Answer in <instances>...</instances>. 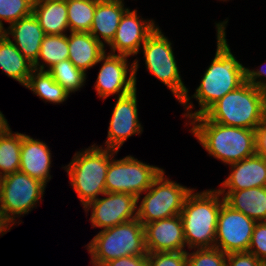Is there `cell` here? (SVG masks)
<instances>
[{"label": "cell", "mask_w": 266, "mask_h": 266, "mask_svg": "<svg viewBox=\"0 0 266 266\" xmlns=\"http://www.w3.org/2000/svg\"><path fill=\"white\" fill-rule=\"evenodd\" d=\"M12 225L14 226V222L0 209V234L3 236L11 231Z\"/></svg>", "instance_id": "obj_38"}, {"label": "cell", "mask_w": 266, "mask_h": 266, "mask_svg": "<svg viewBox=\"0 0 266 266\" xmlns=\"http://www.w3.org/2000/svg\"><path fill=\"white\" fill-rule=\"evenodd\" d=\"M5 29L4 26L0 24V39H2L5 36Z\"/></svg>", "instance_id": "obj_40"}, {"label": "cell", "mask_w": 266, "mask_h": 266, "mask_svg": "<svg viewBox=\"0 0 266 266\" xmlns=\"http://www.w3.org/2000/svg\"><path fill=\"white\" fill-rule=\"evenodd\" d=\"M68 48L67 34L45 35L37 60L32 64L33 69L48 71L55 64L68 59Z\"/></svg>", "instance_id": "obj_25"}, {"label": "cell", "mask_w": 266, "mask_h": 266, "mask_svg": "<svg viewBox=\"0 0 266 266\" xmlns=\"http://www.w3.org/2000/svg\"><path fill=\"white\" fill-rule=\"evenodd\" d=\"M32 13L46 35H63L69 30L67 0H34Z\"/></svg>", "instance_id": "obj_23"}, {"label": "cell", "mask_w": 266, "mask_h": 266, "mask_svg": "<svg viewBox=\"0 0 266 266\" xmlns=\"http://www.w3.org/2000/svg\"><path fill=\"white\" fill-rule=\"evenodd\" d=\"M161 31L158 26L141 47L146 68L181 102L189 91L182 81L172 43Z\"/></svg>", "instance_id": "obj_9"}, {"label": "cell", "mask_w": 266, "mask_h": 266, "mask_svg": "<svg viewBox=\"0 0 266 266\" xmlns=\"http://www.w3.org/2000/svg\"><path fill=\"white\" fill-rule=\"evenodd\" d=\"M25 87L33 91L41 100L49 103L61 104L69 97V94L54 81L48 71L33 69Z\"/></svg>", "instance_id": "obj_26"}, {"label": "cell", "mask_w": 266, "mask_h": 266, "mask_svg": "<svg viewBox=\"0 0 266 266\" xmlns=\"http://www.w3.org/2000/svg\"><path fill=\"white\" fill-rule=\"evenodd\" d=\"M100 62L102 65L94 85L98 97L104 100L115 94L117 97H122L137 89L136 75L139 68L137 59L133 60L129 68L127 56L105 52L98 64Z\"/></svg>", "instance_id": "obj_11"}, {"label": "cell", "mask_w": 266, "mask_h": 266, "mask_svg": "<svg viewBox=\"0 0 266 266\" xmlns=\"http://www.w3.org/2000/svg\"><path fill=\"white\" fill-rule=\"evenodd\" d=\"M248 252L266 263V221L256 222Z\"/></svg>", "instance_id": "obj_33"}, {"label": "cell", "mask_w": 266, "mask_h": 266, "mask_svg": "<svg viewBox=\"0 0 266 266\" xmlns=\"http://www.w3.org/2000/svg\"><path fill=\"white\" fill-rule=\"evenodd\" d=\"M157 27L153 19L140 18L136 9L128 8L121 17L114 39L108 45L111 49L109 53L127 57L137 55L141 45Z\"/></svg>", "instance_id": "obj_15"}, {"label": "cell", "mask_w": 266, "mask_h": 266, "mask_svg": "<svg viewBox=\"0 0 266 266\" xmlns=\"http://www.w3.org/2000/svg\"><path fill=\"white\" fill-rule=\"evenodd\" d=\"M148 266H187V251L147 253Z\"/></svg>", "instance_id": "obj_32"}, {"label": "cell", "mask_w": 266, "mask_h": 266, "mask_svg": "<svg viewBox=\"0 0 266 266\" xmlns=\"http://www.w3.org/2000/svg\"><path fill=\"white\" fill-rule=\"evenodd\" d=\"M224 202L256 222L266 221V186L219 191Z\"/></svg>", "instance_id": "obj_22"}, {"label": "cell", "mask_w": 266, "mask_h": 266, "mask_svg": "<svg viewBox=\"0 0 266 266\" xmlns=\"http://www.w3.org/2000/svg\"><path fill=\"white\" fill-rule=\"evenodd\" d=\"M91 255L92 266L125 256L147 255L145 247L144 226L136 218L102 229L86 245Z\"/></svg>", "instance_id": "obj_6"}, {"label": "cell", "mask_w": 266, "mask_h": 266, "mask_svg": "<svg viewBox=\"0 0 266 266\" xmlns=\"http://www.w3.org/2000/svg\"><path fill=\"white\" fill-rule=\"evenodd\" d=\"M185 198L180 216L188 249L214 248L218 214L224 197L216 189L194 192Z\"/></svg>", "instance_id": "obj_3"}, {"label": "cell", "mask_w": 266, "mask_h": 266, "mask_svg": "<svg viewBox=\"0 0 266 266\" xmlns=\"http://www.w3.org/2000/svg\"><path fill=\"white\" fill-rule=\"evenodd\" d=\"M164 169L137 206V219L144 225L180 214L186 196L192 190L165 177Z\"/></svg>", "instance_id": "obj_8"}, {"label": "cell", "mask_w": 266, "mask_h": 266, "mask_svg": "<svg viewBox=\"0 0 266 266\" xmlns=\"http://www.w3.org/2000/svg\"><path fill=\"white\" fill-rule=\"evenodd\" d=\"M48 72L54 81L60 84L69 95L80 90L85 85L87 78V73L78 69L69 59L55 64Z\"/></svg>", "instance_id": "obj_29"}, {"label": "cell", "mask_w": 266, "mask_h": 266, "mask_svg": "<svg viewBox=\"0 0 266 266\" xmlns=\"http://www.w3.org/2000/svg\"><path fill=\"white\" fill-rule=\"evenodd\" d=\"M147 253L186 251L183 222L180 214L144 224Z\"/></svg>", "instance_id": "obj_16"}, {"label": "cell", "mask_w": 266, "mask_h": 266, "mask_svg": "<svg viewBox=\"0 0 266 266\" xmlns=\"http://www.w3.org/2000/svg\"><path fill=\"white\" fill-rule=\"evenodd\" d=\"M187 251V266H226L227 254L218 248H194Z\"/></svg>", "instance_id": "obj_31"}, {"label": "cell", "mask_w": 266, "mask_h": 266, "mask_svg": "<svg viewBox=\"0 0 266 266\" xmlns=\"http://www.w3.org/2000/svg\"><path fill=\"white\" fill-rule=\"evenodd\" d=\"M10 126L5 118L4 114L0 111V135L7 133L10 130Z\"/></svg>", "instance_id": "obj_39"}, {"label": "cell", "mask_w": 266, "mask_h": 266, "mask_svg": "<svg viewBox=\"0 0 266 266\" xmlns=\"http://www.w3.org/2000/svg\"><path fill=\"white\" fill-rule=\"evenodd\" d=\"M46 185L21 171L0 178V209L15 223L42 200Z\"/></svg>", "instance_id": "obj_10"}, {"label": "cell", "mask_w": 266, "mask_h": 266, "mask_svg": "<svg viewBox=\"0 0 266 266\" xmlns=\"http://www.w3.org/2000/svg\"><path fill=\"white\" fill-rule=\"evenodd\" d=\"M226 266H265V263L246 251L227 254Z\"/></svg>", "instance_id": "obj_34"}, {"label": "cell", "mask_w": 266, "mask_h": 266, "mask_svg": "<svg viewBox=\"0 0 266 266\" xmlns=\"http://www.w3.org/2000/svg\"><path fill=\"white\" fill-rule=\"evenodd\" d=\"M109 167V148L93 144L73 155L72 161L63 167L70 178L83 208L106 192V175Z\"/></svg>", "instance_id": "obj_5"}, {"label": "cell", "mask_w": 266, "mask_h": 266, "mask_svg": "<svg viewBox=\"0 0 266 266\" xmlns=\"http://www.w3.org/2000/svg\"><path fill=\"white\" fill-rule=\"evenodd\" d=\"M34 0H0V24L5 21L10 25L33 12Z\"/></svg>", "instance_id": "obj_30"}, {"label": "cell", "mask_w": 266, "mask_h": 266, "mask_svg": "<svg viewBox=\"0 0 266 266\" xmlns=\"http://www.w3.org/2000/svg\"><path fill=\"white\" fill-rule=\"evenodd\" d=\"M124 0H97L93 23L89 31L105 47L112 42L121 17L128 9ZM102 39V40H101Z\"/></svg>", "instance_id": "obj_20"}, {"label": "cell", "mask_w": 266, "mask_h": 266, "mask_svg": "<svg viewBox=\"0 0 266 266\" xmlns=\"http://www.w3.org/2000/svg\"><path fill=\"white\" fill-rule=\"evenodd\" d=\"M203 115L225 126L256 130L266 118V91L245 82L215 102Z\"/></svg>", "instance_id": "obj_4"}, {"label": "cell", "mask_w": 266, "mask_h": 266, "mask_svg": "<svg viewBox=\"0 0 266 266\" xmlns=\"http://www.w3.org/2000/svg\"><path fill=\"white\" fill-rule=\"evenodd\" d=\"M256 153L266 158V118L256 128Z\"/></svg>", "instance_id": "obj_37"}, {"label": "cell", "mask_w": 266, "mask_h": 266, "mask_svg": "<svg viewBox=\"0 0 266 266\" xmlns=\"http://www.w3.org/2000/svg\"><path fill=\"white\" fill-rule=\"evenodd\" d=\"M229 166L231 167L230 174L221 183L218 191L266 186V158L257 153Z\"/></svg>", "instance_id": "obj_17"}, {"label": "cell", "mask_w": 266, "mask_h": 266, "mask_svg": "<svg viewBox=\"0 0 266 266\" xmlns=\"http://www.w3.org/2000/svg\"><path fill=\"white\" fill-rule=\"evenodd\" d=\"M137 89L118 97L109 122L106 148L119 151L132 135H140L143 127L138 119Z\"/></svg>", "instance_id": "obj_14"}, {"label": "cell", "mask_w": 266, "mask_h": 266, "mask_svg": "<svg viewBox=\"0 0 266 266\" xmlns=\"http://www.w3.org/2000/svg\"><path fill=\"white\" fill-rule=\"evenodd\" d=\"M255 224V220L223 202L218 214L215 248L225 254L248 251Z\"/></svg>", "instance_id": "obj_12"}, {"label": "cell", "mask_w": 266, "mask_h": 266, "mask_svg": "<svg viewBox=\"0 0 266 266\" xmlns=\"http://www.w3.org/2000/svg\"><path fill=\"white\" fill-rule=\"evenodd\" d=\"M0 67L5 75L18 81L24 87L33 71L32 63L6 36L0 39Z\"/></svg>", "instance_id": "obj_24"}, {"label": "cell", "mask_w": 266, "mask_h": 266, "mask_svg": "<svg viewBox=\"0 0 266 266\" xmlns=\"http://www.w3.org/2000/svg\"><path fill=\"white\" fill-rule=\"evenodd\" d=\"M102 266H148L147 255L120 257L104 263Z\"/></svg>", "instance_id": "obj_36"}, {"label": "cell", "mask_w": 266, "mask_h": 266, "mask_svg": "<svg viewBox=\"0 0 266 266\" xmlns=\"http://www.w3.org/2000/svg\"><path fill=\"white\" fill-rule=\"evenodd\" d=\"M104 198H97L84 207L92 208L90 221L92 227L110 228L137 218V198L129 193H104Z\"/></svg>", "instance_id": "obj_13"}, {"label": "cell", "mask_w": 266, "mask_h": 266, "mask_svg": "<svg viewBox=\"0 0 266 266\" xmlns=\"http://www.w3.org/2000/svg\"><path fill=\"white\" fill-rule=\"evenodd\" d=\"M264 65H266V63H264ZM263 67L256 70H250L246 67L245 75L247 83L266 91V68Z\"/></svg>", "instance_id": "obj_35"}, {"label": "cell", "mask_w": 266, "mask_h": 266, "mask_svg": "<svg viewBox=\"0 0 266 266\" xmlns=\"http://www.w3.org/2000/svg\"><path fill=\"white\" fill-rule=\"evenodd\" d=\"M228 20L216 23L217 49L211 64L204 72L199 86L195 93L189 97L187 93L180 102L185 106L183 117L192 119L203 115L215 102L225 96L227 93L236 90L246 82V67L240 63L231 53L226 39V26ZM195 98L199 104V110L192 112Z\"/></svg>", "instance_id": "obj_1"}, {"label": "cell", "mask_w": 266, "mask_h": 266, "mask_svg": "<svg viewBox=\"0 0 266 266\" xmlns=\"http://www.w3.org/2000/svg\"><path fill=\"white\" fill-rule=\"evenodd\" d=\"M97 0H67L70 32H89L93 23Z\"/></svg>", "instance_id": "obj_28"}, {"label": "cell", "mask_w": 266, "mask_h": 266, "mask_svg": "<svg viewBox=\"0 0 266 266\" xmlns=\"http://www.w3.org/2000/svg\"><path fill=\"white\" fill-rule=\"evenodd\" d=\"M10 35L13 36V40H11ZM45 35L33 13L19 19L5 29V36L32 64L37 60Z\"/></svg>", "instance_id": "obj_19"}, {"label": "cell", "mask_w": 266, "mask_h": 266, "mask_svg": "<svg viewBox=\"0 0 266 266\" xmlns=\"http://www.w3.org/2000/svg\"><path fill=\"white\" fill-rule=\"evenodd\" d=\"M50 151L45 142L22 133L19 171L47 185L52 178L50 175L52 163Z\"/></svg>", "instance_id": "obj_18"}, {"label": "cell", "mask_w": 266, "mask_h": 266, "mask_svg": "<svg viewBox=\"0 0 266 266\" xmlns=\"http://www.w3.org/2000/svg\"><path fill=\"white\" fill-rule=\"evenodd\" d=\"M190 130L210 156L225 165L239 162L256 153V130L225 126L204 115L190 119Z\"/></svg>", "instance_id": "obj_2"}, {"label": "cell", "mask_w": 266, "mask_h": 266, "mask_svg": "<svg viewBox=\"0 0 266 266\" xmlns=\"http://www.w3.org/2000/svg\"><path fill=\"white\" fill-rule=\"evenodd\" d=\"M68 37V59L84 73L97 65L106 52L105 47L89 32H70Z\"/></svg>", "instance_id": "obj_21"}, {"label": "cell", "mask_w": 266, "mask_h": 266, "mask_svg": "<svg viewBox=\"0 0 266 266\" xmlns=\"http://www.w3.org/2000/svg\"><path fill=\"white\" fill-rule=\"evenodd\" d=\"M22 133L10 129L0 135V178L19 171Z\"/></svg>", "instance_id": "obj_27"}, {"label": "cell", "mask_w": 266, "mask_h": 266, "mask_svg": "<svg viewBox=\"0 0 266 266\" xmlns=\"http://www.w3.org/2000/svg\"><path fill=\"white\" fill-rule=\"evenodd\" d=\"M118 151L109 149V167L106 175V192L133 194L139 202L141 195L151 187L153 180L163 169L146 164L128 155L114 159Z\"/></svg>", "instance_id": "obj_7"}]
</instances>
